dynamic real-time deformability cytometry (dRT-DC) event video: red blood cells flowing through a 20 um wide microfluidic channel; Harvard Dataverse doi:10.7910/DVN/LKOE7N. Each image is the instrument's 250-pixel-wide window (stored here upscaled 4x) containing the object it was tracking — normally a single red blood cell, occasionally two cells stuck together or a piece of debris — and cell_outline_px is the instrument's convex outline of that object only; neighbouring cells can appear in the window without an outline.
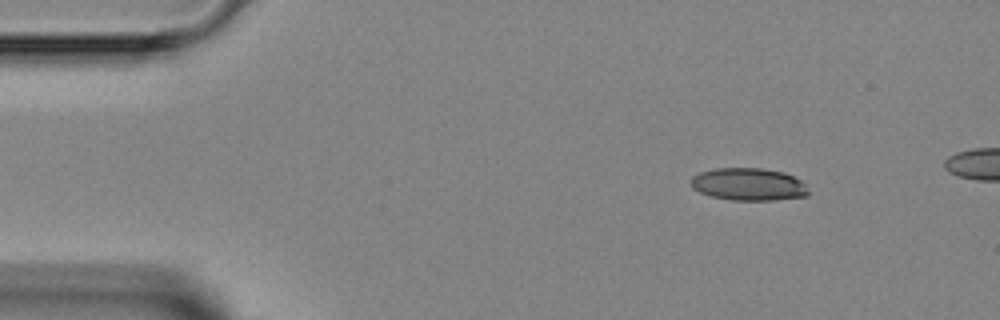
{"species": "Egyptian fruit bat (a non-hibernating species)", "species_latin": "Rousettus aegyptiacus", "temperature_condition": "room temperature", "stored_images_in_passage": 4, "camera_frame_rate_fps": 3000, "um_per_image_px": 0.085, "animal": {"sex": "female"}, "frame": {"image": 1, "passage_image": 1, "time_ms": 0.0, "image_size_px": [1000, 320], "cell_outline_px": [[808, 196], [772, 200], [732, 200], [712, 196], [700, 192], [692, 188], [692, 176], [700, 172], [716, 168], [760, 168], [784, 172], [800, 180], [804, 184], [808, 192]], "centroid_in_image_um": [63.62, 15.66], "position_along_channel_um": 21.4, "area_um2": 22.08}}